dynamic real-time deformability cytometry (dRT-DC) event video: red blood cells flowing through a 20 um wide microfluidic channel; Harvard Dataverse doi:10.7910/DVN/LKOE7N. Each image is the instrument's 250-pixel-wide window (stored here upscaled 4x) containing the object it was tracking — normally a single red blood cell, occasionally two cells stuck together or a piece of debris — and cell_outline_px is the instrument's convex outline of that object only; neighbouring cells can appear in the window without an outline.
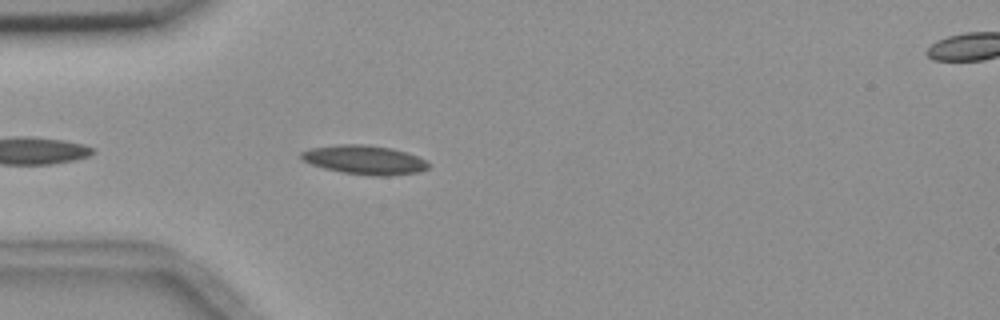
{"species": "common noctule bat (a hibernating species)", "species_latin": "Nyctalus noctula", "temperature_condition": "room temperature", "stored_images_in_passage": 4, "camera_frame_rate_fps": 3000, "um_per_image_px": 0.085, "animal": {"sex": "female", "body_mass_g": 18.4}, "frame": {"image": 1, "passage_image": 3, "time_ms": 2.333, "image_size_px": [1000, 320], "cell_outline_px": [[428, 168], [420, 172], [388, 176], [372, 176], [344, 172], [324, 168], [300, 160], [300, 152], [312, 148], [336, 144], [368, 144], [392, 148], [416, 156], [424, 160], [428, 164]], "centroid_in_image_um": [30.95, 13.58], "position_along_channel_um": 54.0, "area_um2": 21.5}}